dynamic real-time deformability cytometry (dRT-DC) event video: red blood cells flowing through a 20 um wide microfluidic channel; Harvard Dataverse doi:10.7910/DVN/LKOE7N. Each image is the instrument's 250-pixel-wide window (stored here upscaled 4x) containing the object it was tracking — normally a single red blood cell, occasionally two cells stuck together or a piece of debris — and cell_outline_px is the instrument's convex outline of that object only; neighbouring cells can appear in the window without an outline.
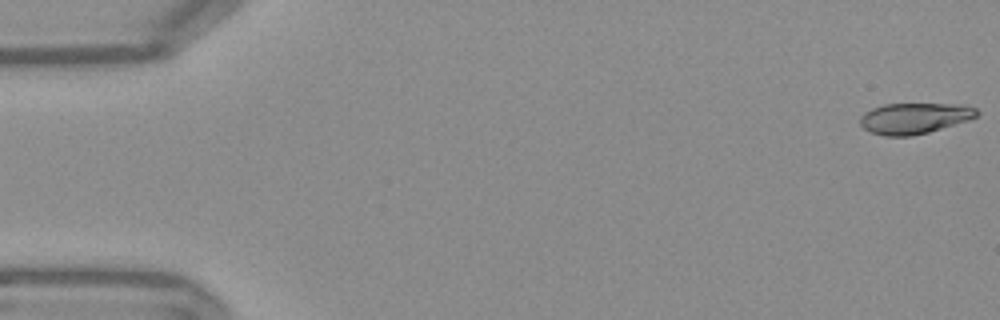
{"species": "Egyptian fruit bat (a non-hibernating species)", "species_latin": "Rousettus aegyptiacus", "temperature_condition": "warm", "stored_images_in_passage": 53, "camera_frame_rate_fps": 3000, "um_per_image_px": 0.085, "frame": {"image": 1, "passage_image": 1, "time_ms": 0.0, "image_size_px": [1000, 320], "cell_outline_px": [[980, 112], [976, 116], [968, 120], [928, 132], [912, 136], [884, 136], [872, 132], [864, 128], [860, 124], [860, 116], [864, 112], [872, 108], [884, 104], [956, 104], [976, 108]], "centroid_in_image_um": [77.7, 10.05], "position_along_channel_um": 7.3, "area_um2": 20.87}}
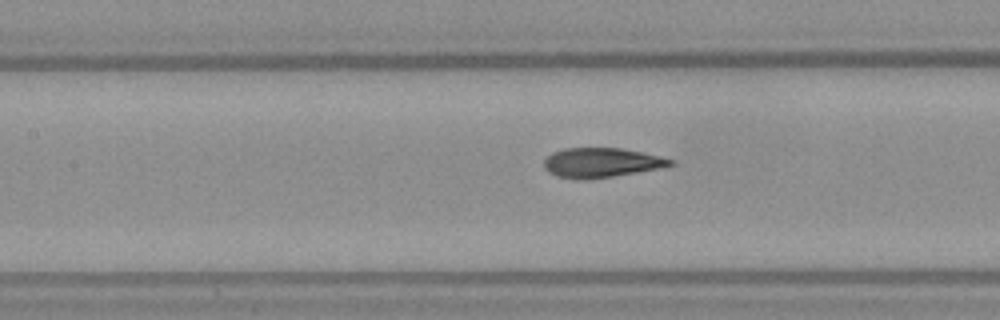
{"frame": {"image": 2, "passage_image": 24, "time_ms": 7.667, "image_size_px": [1000, 320], "cell_outline_px": [[676, 164], [660, 168], [588, 180], [580, 180], [556, 176], [548, 172], [544, 168], [544, 160], [552, 152], [564, 148], [620, 148], [644, 152], [676, 160]], "centroid_in_image_um": [51.12, 13.82], "position_along_channel_um": 156.3, "area_um2": 21.96}}
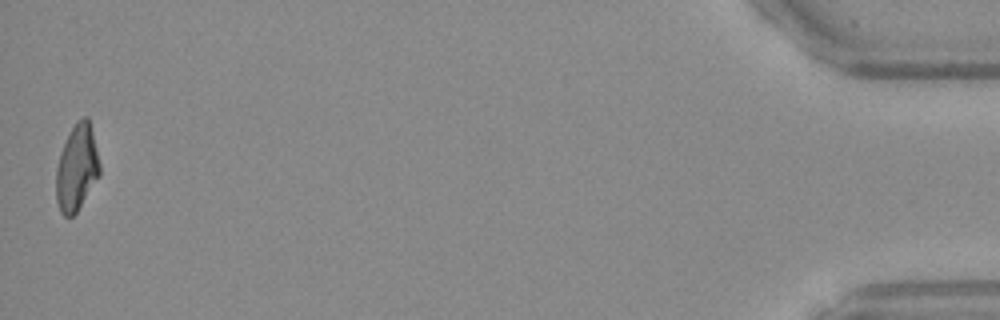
{"frame": {"image": 3, "passage_image": 53, "time_ms": 17.333, "image_size_px": [1000, 320], "cell_outline_px": [[100, 176], [76, 212], [72, 216], [64, 216], [60, 212], [56, 200], [56, 168], [60, 152], [76, 120], [84, 116], [88, 116], [100, 164]], "centroid_in_image_um": [6.52, 14.27], "position_along_channel_um": 428.7, "area_um2": 21.79}, "authors_computed_cell_mechanics": {"area_um2": 22.0218, "velocity_mm_per_s": 3.8013, "shape_relaxation_time_tau1_ms": 6.4339, "shape_relaxation_time_tau2_ms": 1.3087, "deformation_change_tau1": 0.2223, "deformation_change_tau2": 0.0805}}